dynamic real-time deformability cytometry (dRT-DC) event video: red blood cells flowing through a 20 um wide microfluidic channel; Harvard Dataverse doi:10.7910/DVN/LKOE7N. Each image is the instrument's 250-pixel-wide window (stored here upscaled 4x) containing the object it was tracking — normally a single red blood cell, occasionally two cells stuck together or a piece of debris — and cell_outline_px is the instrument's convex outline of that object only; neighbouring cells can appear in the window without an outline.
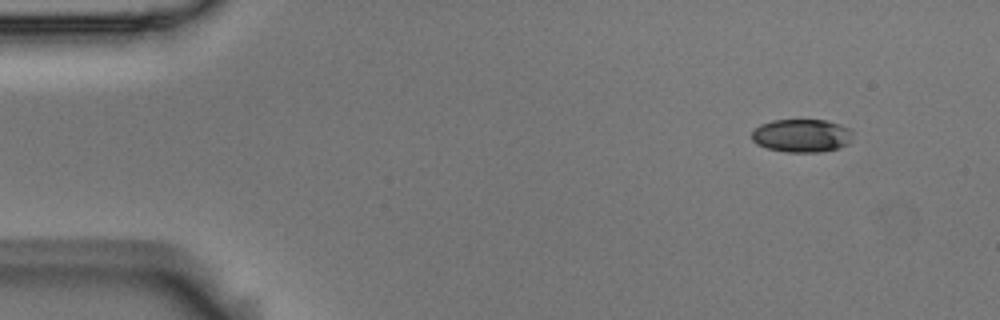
{"species": "Egyptian fruit bat (a non-hibernating species)", "species_latin": "Rousettus aegyptiacus", "temperature_condition": "room temperature", "stored_images_in_passage": 6, "camera_frame_rate_fps": 3000, "um_per_image_px": 0.085, "animal": {"sex": "male"}, "frame": {"image": 1, "passage_image": 2, "time_ms": 0.333, "image_size_px": [1000, 320], "cell_outline_px": [[852, 132], [848, 144], [840, 148], [820, 152], [788, 152], [768, 148], [756, 144], [752, 140], [752, 132], [760, 124], [772, 120], [828, 120], [840, 124], [848, 128]], "centroid_in_image_um": [68.14, 11.52], "position_along_channel_um": 16.9, "area_um2": 19.54}}
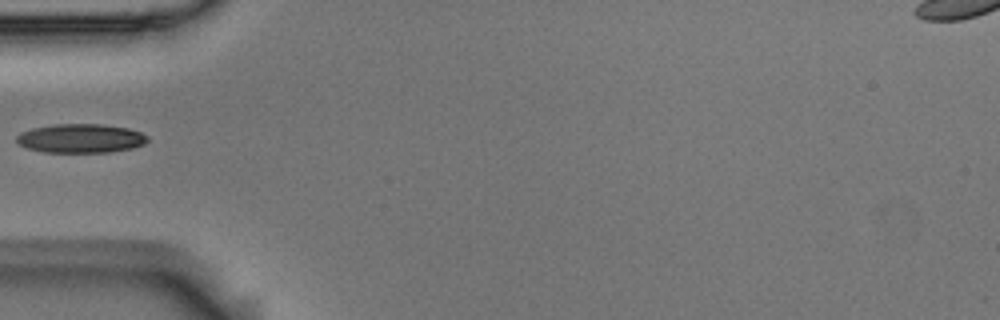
{"frame": {"image": 2, "passage_image": 5, "time_ms": 1.333, "image_size_px": [1000, 320], "cell_outline_px": [[148, 140], [144, 144], [132, 148], [108, 152], [44, 152], [28, 148], [20, 144], [16, 140], [16, 136], [20, 132], [32, 128], [56, 124], [100, 124], [128, 128], [140, 132], [148, 136]], "centroid_in_image_um": [6.86, 11.76], "position_along_channel_um": 78.1, "area_um2": 22.02}}
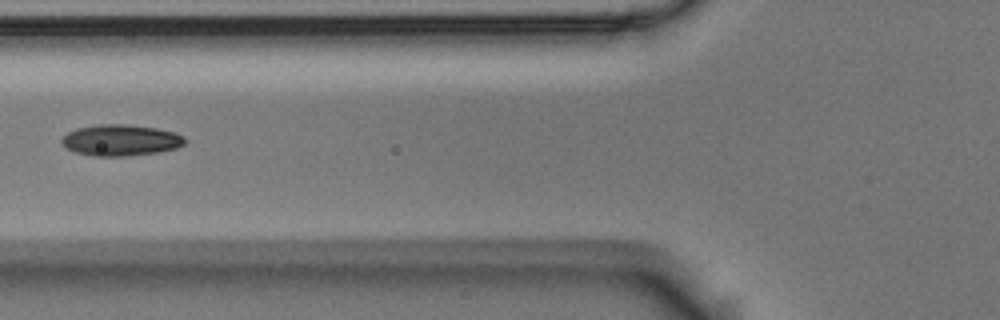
{"frame": {"image": 3, "passage_image": 6, "time_ms": 1.667, "image_size_px": [1000, 320], "cell_outline_px": [[188, 140], [184, 144], [176, 148], [156, 152], [128, 156], [96, 156], [76, 152], [64, 148], [60, 140], [68, 132], [76, 128], [96, 124], [128, 124], [156, 128], [172, 132], [184, 136]], "centroid_in_image_um": [10.24, 11.91], "position_along_channel_um": 115.6, "area_um2": 22.48}}